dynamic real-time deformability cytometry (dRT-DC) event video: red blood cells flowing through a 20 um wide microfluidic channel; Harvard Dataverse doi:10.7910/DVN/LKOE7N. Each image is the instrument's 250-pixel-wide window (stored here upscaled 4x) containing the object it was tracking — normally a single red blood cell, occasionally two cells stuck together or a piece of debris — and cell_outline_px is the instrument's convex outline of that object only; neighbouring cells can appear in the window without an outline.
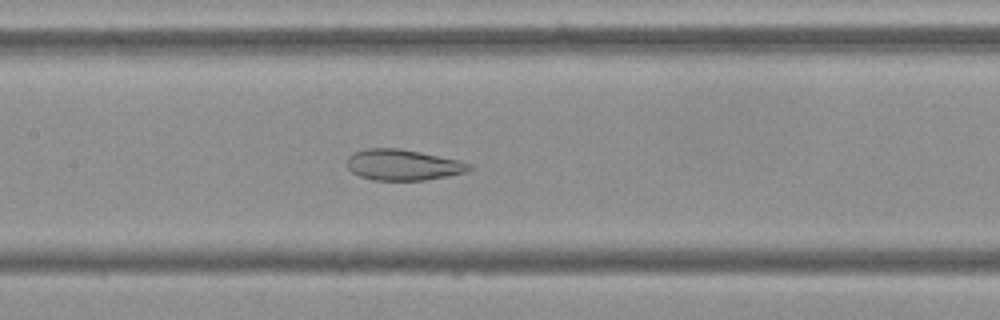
{"species": "Egyptian fruit bat (a non-hibernating species)", "species_latin": "Rousettus aegyptiacus", "temperature_condition": "cold", "stored_images_in_passage": 47, "camera_frame_rate_fps": 3000, "um_per_image_px": 0.085, "frame": {"image": 1, "passage_image": 18, "time_ms": 5.667, "image_size_px": [1000, 320], "cell_outline_px": [[472, 168], [468, 172], [424, 180], [372, 180], [360, 176], [352, 172], [348, 168], [348, 156], [352, 152], [364, 148], [400, 148], [460, 160], [472, 164]], "centroid_in_image_um": [34.26, 14.0], "position_along_channel_um": 173.1, "area_um2": 22.14}}
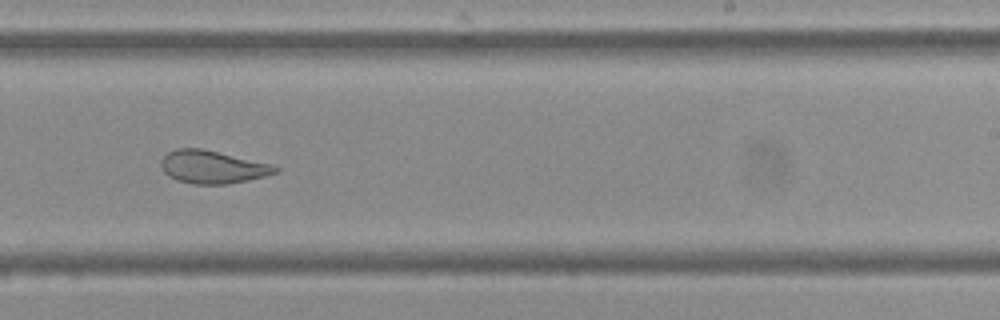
{"frame": {"image": 2, "passage_image": 26, "time_ms": 8.333, "image_size_px": [1000, 320], "cell_outline_px": [[280, 172], [248, 180], [228, 184], [192, 184], [176, 180], [168, 176], [164, 172], [160, 164], [160, 160], [168, 152], [176, 148], [200, 148], [272, 164], [280, 168]], "centroid_in_image_um": [18.05, 14.2], "position_along_channel_um": 270.9, "area_um2": 21.96}}
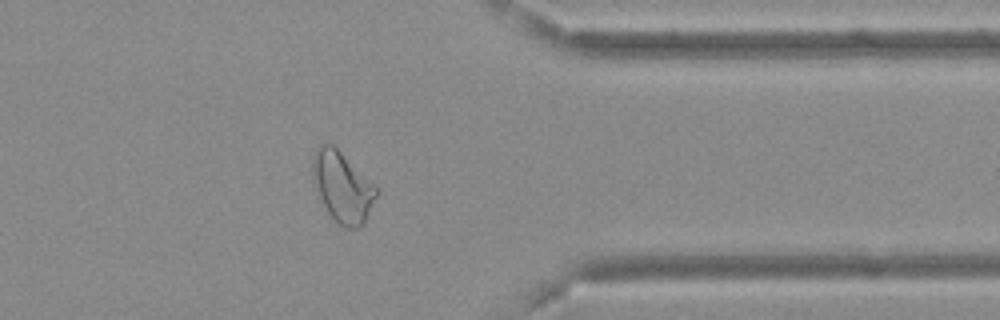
{"frame": {"image": 3, "passage_image": 36, "time_ms": 11.667, "image_size_px": [1000, 320], "cell_outline_px": [[380, 192], [364, 224], [356, 228], [344, 228], [328, 212], [312, 180], [312, 156], [316, 148], [320, 144], [332, 144]], "centroid_in_image_um": [29.1, 15.9], "position_along_channel_um": 382.3, "area_um2": 25.61}, "authors_computed_cell_mechanics": {"area_um2": 25.6054, "velocity_mm_per_s": 3.6798, "shape_relaxation_time_tau1_ms": null, "shape_relaxation_time_tau2_ms": 1.5933, "deformation_change_tau1": null, "deformation_change_tau2": 0.0819}}